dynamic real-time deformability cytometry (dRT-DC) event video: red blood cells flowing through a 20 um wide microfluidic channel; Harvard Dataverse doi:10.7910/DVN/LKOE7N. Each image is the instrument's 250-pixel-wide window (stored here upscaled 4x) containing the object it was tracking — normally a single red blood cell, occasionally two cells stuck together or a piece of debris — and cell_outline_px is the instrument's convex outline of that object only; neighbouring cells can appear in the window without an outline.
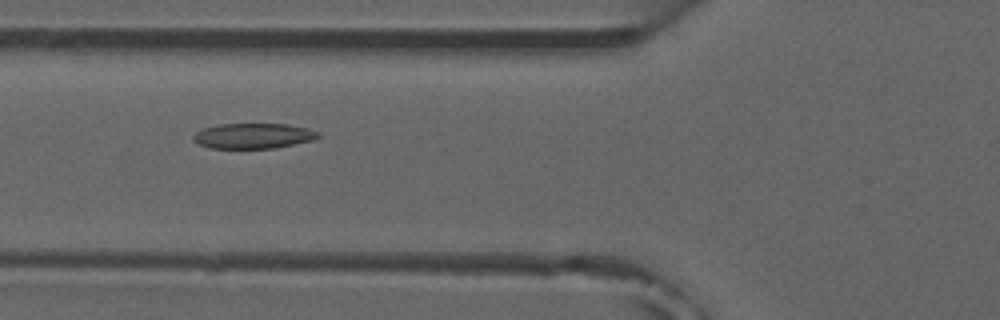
{"species": "common noctule bat (a hibernating species)", "species_latin": "Nyctalus noctula", "temperature_condition": "room temperature", "stored_images_in_passage": 6, "camera_frame_rate_fps": 3000, "um_per_image_px": 0.085, "animal": {"sex": "male", "forearm_length_mm": 52.5}, "frame": {"image": 1, "passage_image": 6, "time_ms": 5.667, "image_size_px": [1000, 320], "cell_outline_px": [[320, 136], [312, 140], [272, 148], [208, 148], [192, 140], [192, 136], [196, 132], [204, 128], [220, 124], [288, 124], [308, 128], [320, 132]], "centroid_in_image_um": [21.52, 11.54], "position_along_channel_um": 104.3, "area_um2": 18.32}}